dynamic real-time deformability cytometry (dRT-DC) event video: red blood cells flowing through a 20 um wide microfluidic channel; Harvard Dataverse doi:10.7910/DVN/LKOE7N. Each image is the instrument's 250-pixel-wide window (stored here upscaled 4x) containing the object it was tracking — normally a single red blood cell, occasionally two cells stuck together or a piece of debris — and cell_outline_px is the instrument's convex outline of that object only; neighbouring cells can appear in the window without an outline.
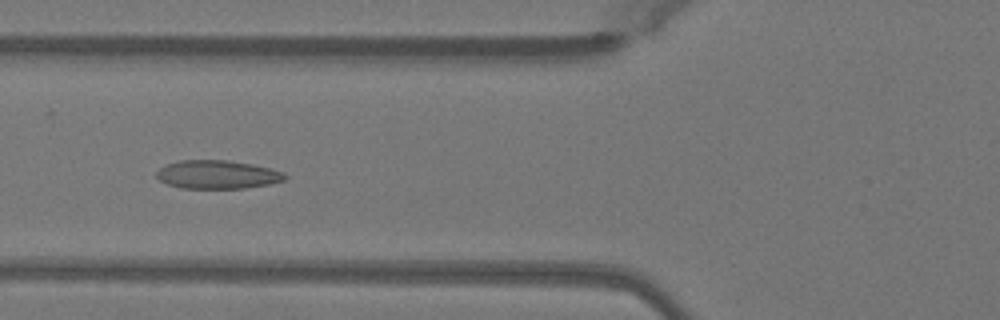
{"species": "Egyptian fruit bat (a non-hibernating species)", "species_latin": "Rousettus aegyptiacus", "temperature_condition": "warm", "stored_images_in_passage": 48, "camera_frame_rate_fps": 3000, "um_per_image_px": 0.085, "animal": {"sex": "female"}, "frame": {"image": 1, "passage_image": 17, "time_ms": 5.333, "image_size_px": [1000, 320], "cell_outline_px": [[288, 176], [284, 180], [268, 184], [244, 188], [180, 188], [168, 184], [160, 180], [156, 176], [156, 172], [164, 164], [180, 160], [228, 160], [252, 164], [272, 168], [284, 172]], "centroid_in_image_um": [18.48, 14.82], "position_along_channel_um": 107.3, "area_um2": 21.39}}
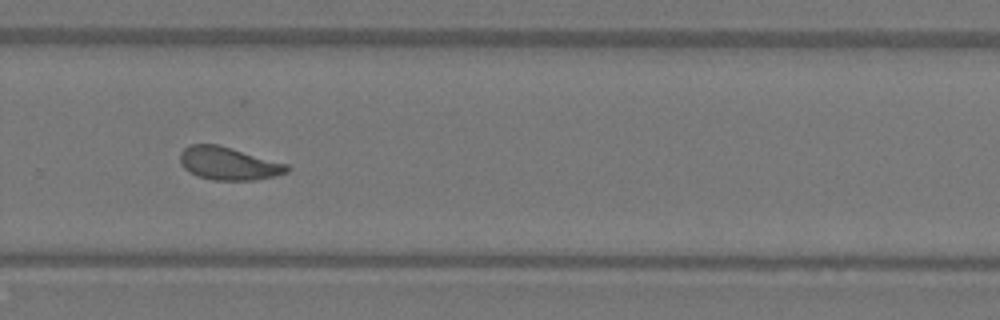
{"frame": {"image": 2, "passage_image": 32, "time_ms": 10.333, "image_size_px": [1000, 320], "cell_outline_px": [[292, 168], [288, 172], [256, 180], [212, 180], [196, 176], [188, 172], [180, 164], [180, 152], [188, 144], [220, 144], [288, 164]], "centroid_in_image_um": [19.41, 13.89], "position_along_channel_um": 310.4, "area_um2": 20.87}}
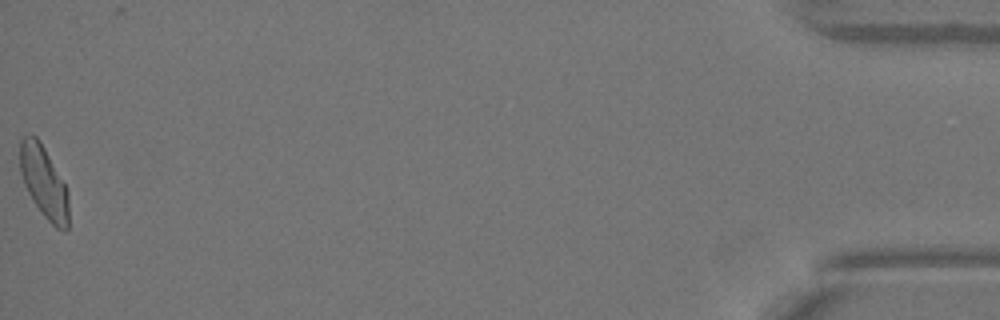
{"frame": {"image": 3, "passage_image": 48, "time_ms": 15.667, "image_size_px": [1000, 320], "cell_outline_px": [[68, 228], [64, 232], [56, 228], [44, 216], [32, 200], [24, 184], [20, 172], [20, 140], [24, 136], [32, 132], [40, 140], [64, 184], [68, 192]], "centroid_in_image_um": [3.71, 15.46], "position_along_channel_um": 431.5, "area_um2": 20.35}, "authors_computed_cell_mechanics": {"area_um2": 20.808, "velocity_mm_per_s": 4.071, "shape_relaxation_time_tau1_ms": 6.4095, "shape_relaxation_time_tau2_ms": 2.0408, "deformation_change_tau1": 0.152, "deformation_change_tau2": 0.0863}}